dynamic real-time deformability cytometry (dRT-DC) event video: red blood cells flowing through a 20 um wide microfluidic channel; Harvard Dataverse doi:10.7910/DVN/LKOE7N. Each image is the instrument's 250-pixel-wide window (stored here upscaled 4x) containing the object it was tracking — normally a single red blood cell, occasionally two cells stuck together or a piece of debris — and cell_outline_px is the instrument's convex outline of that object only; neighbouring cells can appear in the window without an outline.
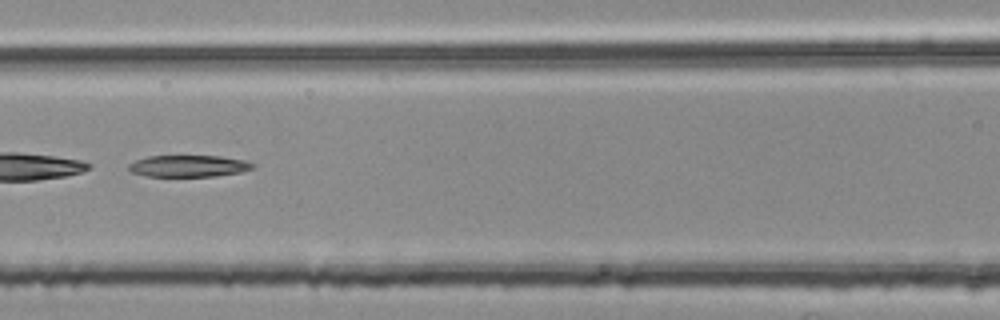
{"species": "common noctule bat (a hibernating species)", "species_latin": "Nyctalus noctula", "temperature_condition": "room temperature", "stored_images_in_passage": 50, "segment_of_instrument_passage": [2, 2], "camera_frame_rate_fps": 3000, "um_per_image_px": 0.085, "animal": {"sex": "female", "body_mass_g": 25.1}, "frame": {"image": 1, "passage_image": 24, "time_ms": 7.667, "image_size_px": [1000, 320], "cell_outline_px": [[256, 168], [240, 172], [216, 176], [144, 176], [132, 172], [128, 168], [128, 164], [136, 160], [148, 156], [220, 156], [244, 160], [256, 164]], "centroid_in_image_um": [16.06, 14.11], "position_along_channel_um": 150.5, "area_um2": 15.72}}
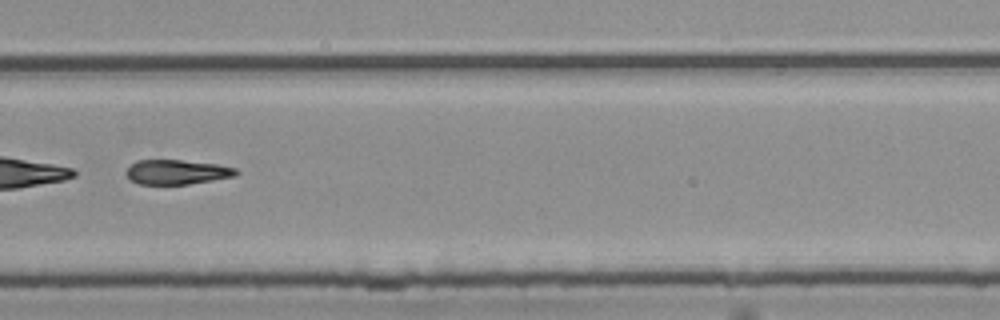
{"frame": {"image": 2, "passage_image": 37, "time_ms": 12.0, "image_size_px": [1000, 320], "cell_outline_px": [[240, 172], [236, 176], [188, 184], [140, 184], [132, 180], [128, 176], [128, 168], [136, 160], [180, 160], [216, 164], [236, 168]], "centroid_in_image_um": [15.08, 14.62], "position_along_channel_um": 314.7, "area_um2": 15.55}}